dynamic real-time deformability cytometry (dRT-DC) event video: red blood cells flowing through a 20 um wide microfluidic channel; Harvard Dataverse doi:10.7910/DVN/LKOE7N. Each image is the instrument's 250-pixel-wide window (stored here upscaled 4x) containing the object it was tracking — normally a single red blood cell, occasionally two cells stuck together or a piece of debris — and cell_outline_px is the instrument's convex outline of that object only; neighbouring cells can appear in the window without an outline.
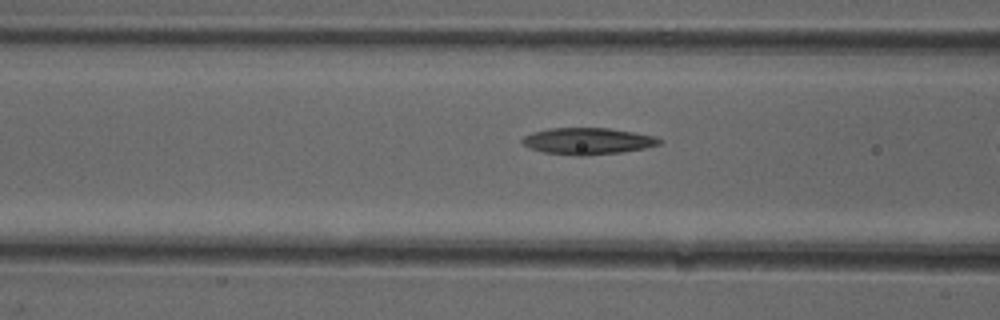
{"species": "common noctule bat (a hibernating species)", "species_latin": "Nyctalus noctula", "temperature_condition": "cold", "stored_images_in_passage": 14, "camera_frame_rate_fps": 3000, "um_per_image_px": 0.085, "animal": {"sex": "female"}, "frame": {"image": 1, "passage_image": 12, "time_ms": 3.667, "image_size_px": [1000, 320], "cell_outline_px": [[664, 140], [660, 144], [644, 148], [620, 152], [588, 156], [576, 156], [544, 152], [528, 148], [520, 140], [524, 136], [532, 132], [548, 128], [608, 128], [656, 136]], "centroid_in_image_um": [49.94, 11.99], "position_along_channel_um": 116.7, "area_um2": 21.39}}